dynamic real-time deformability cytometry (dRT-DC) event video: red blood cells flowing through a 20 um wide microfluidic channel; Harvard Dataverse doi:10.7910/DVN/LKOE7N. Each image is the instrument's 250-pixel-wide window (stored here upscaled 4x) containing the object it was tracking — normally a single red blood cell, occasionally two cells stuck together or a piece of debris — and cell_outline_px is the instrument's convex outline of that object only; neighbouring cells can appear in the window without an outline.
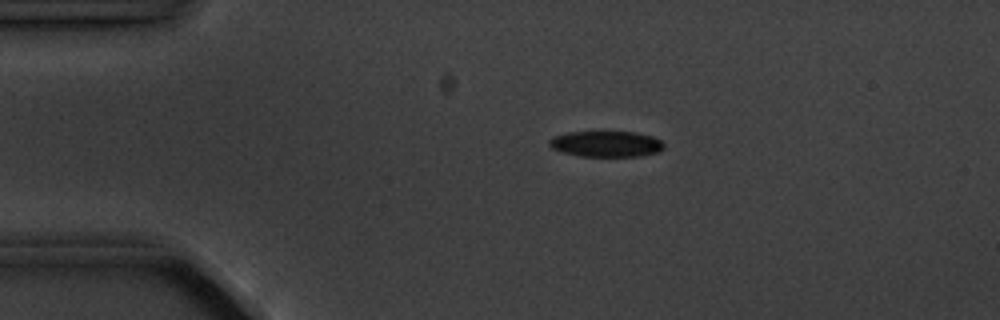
{"species": "common noctule bat (a hibernating species)", "species_latin": "Nyctalus noctula", "temperature_condition": "cold", "stored_images_in_passage": 3, "camera_frame_rate_fps": 3000, "um_per_image_px": 0.085, "animal": {"sex": "male", "body_mass_g": 20.1, "forearm_length_mm": 53.5}, "frame": {"image": 1, "passage_image": 2, "time_ms": 1.333, "image_size_px": [1000, 320], "cell_outline_px": [[664, 148], [660, 152], [640, 156], [580, 156], [560, 152], [552, 148], [548, 144], [548, 140], [552, 136], [568, 132], [636, 132], [652, 136], [660, 140], [664, 144]], "centroid_in_image_um": [51.51, 12.23], "position_along_channel_um": 33.5, "area_um2": 17.46}}